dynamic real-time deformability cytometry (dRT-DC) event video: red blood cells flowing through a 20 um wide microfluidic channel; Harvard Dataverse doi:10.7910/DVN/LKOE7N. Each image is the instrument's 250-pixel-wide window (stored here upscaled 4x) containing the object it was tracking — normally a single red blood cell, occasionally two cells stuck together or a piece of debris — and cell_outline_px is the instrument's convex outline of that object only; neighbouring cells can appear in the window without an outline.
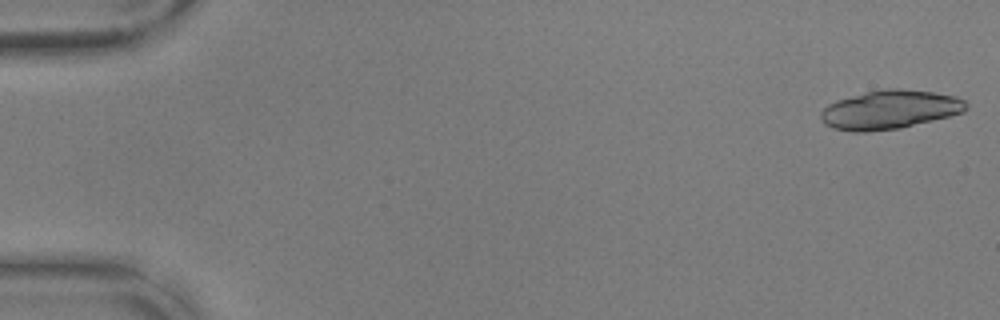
{"species": "common noctule bat (a hibernating species)", "species_latin": "Nyctalus noctula", "temperature_condition": "warm", "stored_images_in_passage": 15, "camera_frame_rate_fps": 3000, "um_per_image_px": 0.085, "animal": {"sex": "male", "body_mass_g": 17.9, "forearm_length_mm": 54.2}, "frame": {"image": 1, "passage_image": 1, "time_ms": 0.0, "image_size_px": [1000, 320], "cell_outline_px": [[968, 108], [964, 112], [900, 128], [868, 132], [852, 132], [832, 128], [824, 124], [820, 120], [820, 112], [828, 104], [836, 100], [864, 92], [884, 88], [900, 88], [932, 92], [956, 96], [964, 100], [968, 104]], "centroid_in_image_um": [75.59, 9.32], "position_along_channel_um": 9.4, "area_um2": 33.12}}